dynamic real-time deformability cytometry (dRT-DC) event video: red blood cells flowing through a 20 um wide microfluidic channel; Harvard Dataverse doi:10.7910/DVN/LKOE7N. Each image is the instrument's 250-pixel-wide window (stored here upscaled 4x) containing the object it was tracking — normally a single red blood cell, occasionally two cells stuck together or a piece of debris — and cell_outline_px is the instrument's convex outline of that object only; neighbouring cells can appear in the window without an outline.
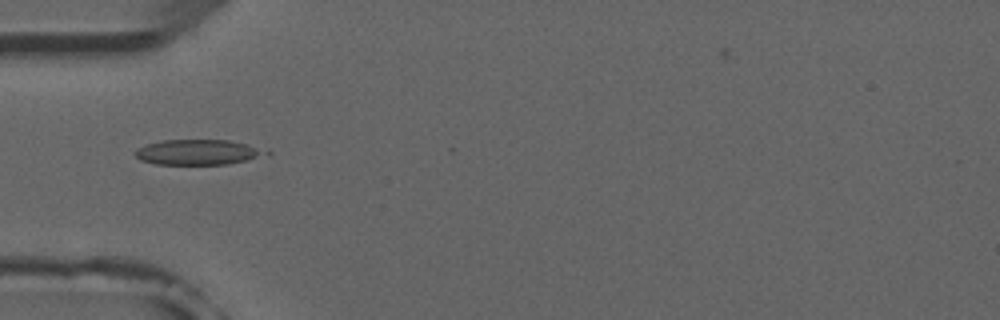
{"species": "common noctule bat (a hibernating species)", "species_latin": "Nyctalus noctula", "temperature_condition": "room temperature", "stored_images_in_passage": 4, "camera_frame_rate_fps": 3000, "um_per_image_px": 0.085, "animal": {"sex": "male", "forearm_length_mm": 52.5}, "frame": {"image": 1, "passage_image": 4, "time_ms": 4.333, "image_size_px": [1000, 320], "cell_outline_px": [[272, 152], [268, 156], [228, 164], [156, 164], [140, 160], [132, 152], [136, 148], [148, 144], [164, 140], [228, 140], [268, 148]], "centroid_in_image_um": [16.93, 12.93], "position_along_channel_um": 68.1, "area_um2": 19.65}}